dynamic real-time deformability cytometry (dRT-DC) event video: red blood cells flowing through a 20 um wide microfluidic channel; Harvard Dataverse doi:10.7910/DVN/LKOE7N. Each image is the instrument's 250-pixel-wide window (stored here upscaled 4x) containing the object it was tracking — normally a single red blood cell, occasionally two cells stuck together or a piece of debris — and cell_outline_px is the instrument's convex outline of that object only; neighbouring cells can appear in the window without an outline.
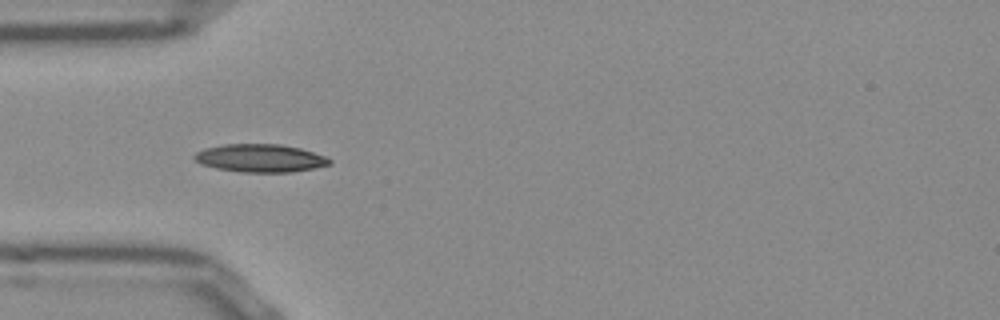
{"species": "Egyptian fruit bat (a non-hibernating species)", "species_latin": "Rousettus aegyptiacus", "temperature_condition": "room temperature", "stored_images_in_passage": 20, "camera_frame_rate_fps": 3000, "um_per_image_px": 0.085, "frame": {"image": 1, "passage_image": 4, "time_ms": 1.0, "image_size_px": [1000, 320], "cell_outline_px": [[332, 164], [292, 172], [240, 172], [216, 168], [200, 164], [192, 156], [196, 152], [204, 148], [224, 144], [280, 144], [300, 148], [324, 156], [332, 160]], "centroid_in_image_um": [22.09, 13.44], "position_along_channel_um": 62.9, "area_um2": 22.02}}